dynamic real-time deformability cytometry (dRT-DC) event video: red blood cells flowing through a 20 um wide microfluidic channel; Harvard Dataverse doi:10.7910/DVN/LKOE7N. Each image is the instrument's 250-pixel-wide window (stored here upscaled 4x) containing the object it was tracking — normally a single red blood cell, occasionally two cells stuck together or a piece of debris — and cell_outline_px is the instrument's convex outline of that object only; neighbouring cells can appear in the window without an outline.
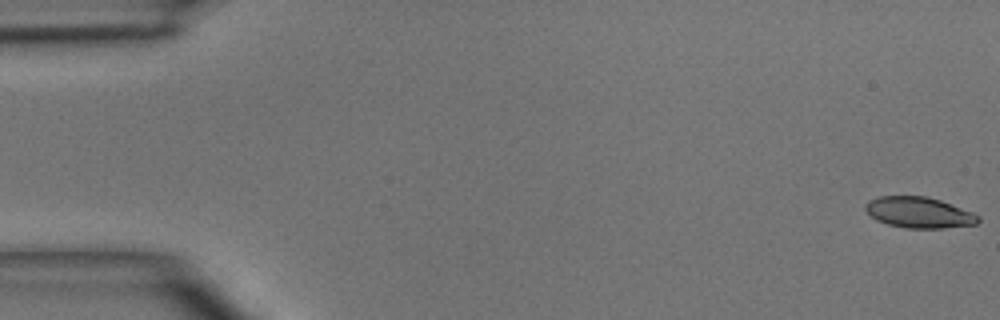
{"species": "common noctule bat (a hibernating species)", "species_latin": "Nyctalus noctula", "temperature_condition": "room temperature", "stored_images_in_passage": 5, "segment_of_instrument_passage": [2, 2], "camera_frame_rate_fps": 3000, "um_per_image_px": 0.085, "animal": {"sex": "male", "body_mass_g": 15.6}, "frame": {"image": 1, "passage_image": 5, "time_ms": 5.667, "image_size_px": [1000, 320], "cell_outline_px": [[980, 220], [976, 224], [944, 228], [904, 228], [888, 224], [876, 220], [864, 208], [864, 204], [868, 200], [880, 196], [928, 196], [940, 200], [972, 212], [980, 216]], "centroid_in_image_um": [78.1, 18.06], "position_along_channel_um": 6.9, "area_um2": 20.35}}